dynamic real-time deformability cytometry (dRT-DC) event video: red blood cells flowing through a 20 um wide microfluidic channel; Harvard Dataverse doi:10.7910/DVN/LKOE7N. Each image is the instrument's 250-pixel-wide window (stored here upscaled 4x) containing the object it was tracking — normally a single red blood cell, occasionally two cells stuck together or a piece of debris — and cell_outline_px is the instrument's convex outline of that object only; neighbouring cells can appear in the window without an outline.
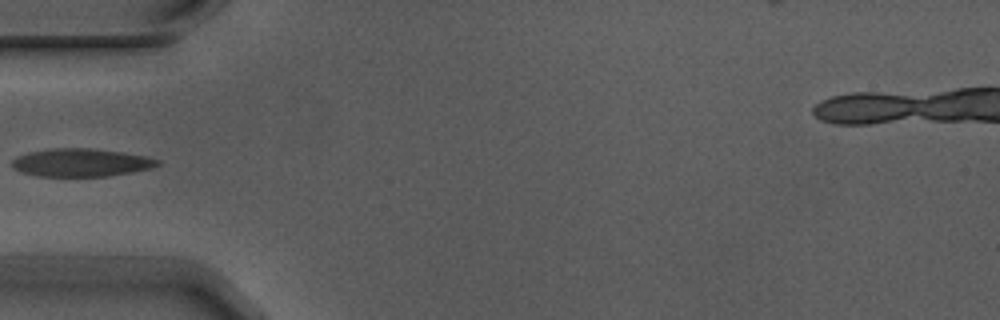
{"species": "Egyptian fruit bat (a non-hibernating species)", "species_latin": "Rousettus aegyptiacus", "temperature_condition": "warm", "stored_images_in_passage": 5, "camera_frame_rate_fps": 3000, "um_per_image_px": 0.085, "animal": {"sex": "male"}, "frame": {"image": 1, "passage_image": 5, "time_ms": 1.333, "image_size_px": [1000, 320], "cell_outline_px": [[160, 164], [152, 168], [132, 172], [108, 176], [36, 176], [20, 172], [12, 168], [12, 160], [16, 156], [28, 152], [52, 148], [88, 148], [120, 152], [144, 156], [160, 160]], "centroid_in_image_um": [6.84, 13.82], "position_along_channel_um": 78.2, "area_um2": 23.76}}